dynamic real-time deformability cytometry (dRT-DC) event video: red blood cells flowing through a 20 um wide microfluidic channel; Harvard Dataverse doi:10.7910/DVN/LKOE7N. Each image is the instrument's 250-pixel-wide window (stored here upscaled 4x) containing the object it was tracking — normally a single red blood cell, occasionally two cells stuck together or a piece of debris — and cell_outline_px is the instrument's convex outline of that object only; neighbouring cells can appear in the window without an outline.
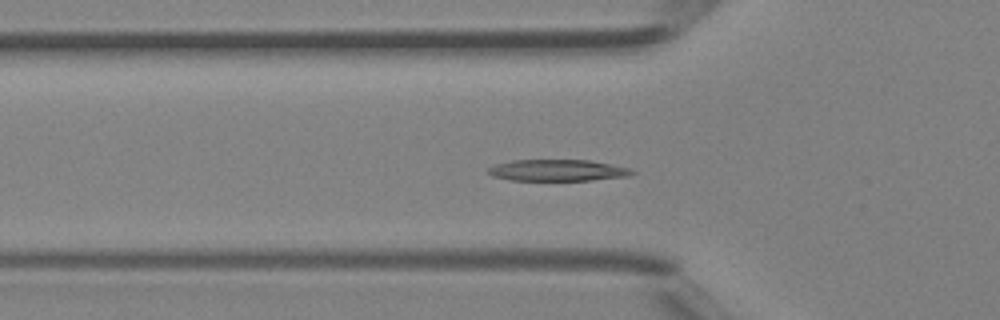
{"species": "Egyptian fruit bat (a non-hibernating species)", "species_latin": "Rousettus aegyptiacus", "temperature_condition": "room temperature", "stored_images_in_passage": 38, "camera_frame_rate_fps": 3000, "um_per_image_px": 0.085, "animal": {"sex": "female"}, "frame": {"image": 1, "passage_image": 10, "time_ms": 3.0, "image_size_px": [1000, 320], "cell_outline_px": [[636, 172], [628, 176], [592, 180], [508, 180], [492, 176], [488, 172], [488, 168], [496, 164], [512, 160], [588, 160], [628, 168]], "centroid_in_image_um": [47.35, 14.48], "position_along_channel_um": 78.5, "area_um2": 17.8}}
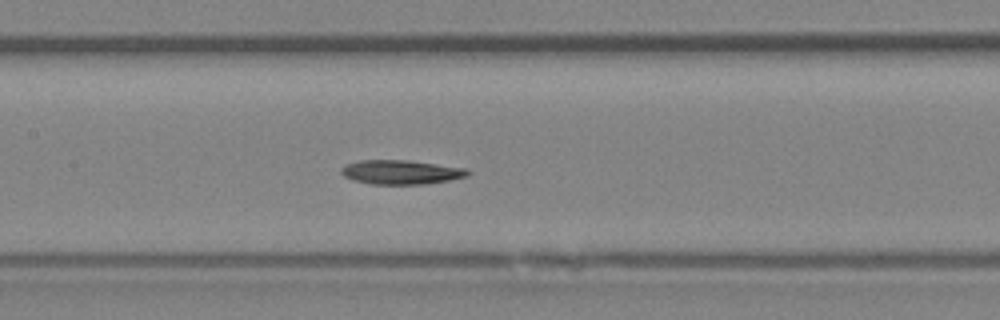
{"frame": {"image": 2, "passage_image": 16, "time_ms": 5.0, "image_size_px": [1000, 320], "cell_outline_px": [[472, 172], [468, 176], [448, 180], [424, 184], [372, 184], [352, 180], [344, 176], [340, 172], [340, 168], [344, 164], [360, 160], [408, 160], [468, 168]], "centroid_in_image_um": [34.08, 14.62], "position_along_channel_um": 173.3, "area_um2": 18.03}}
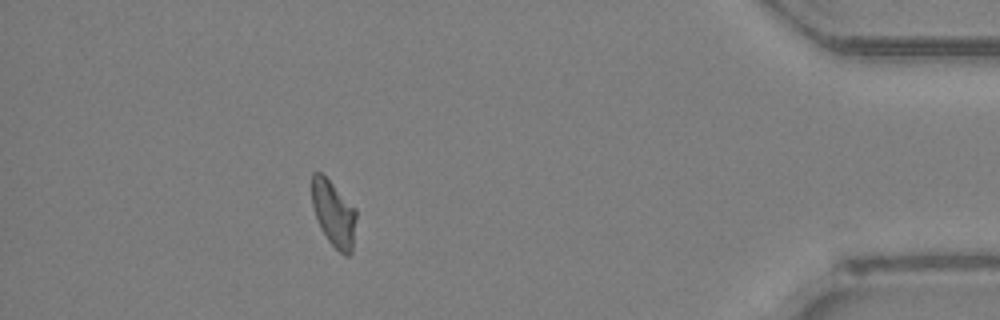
{"frame": {"image": 3, "passage_image": 34, "time_ms": 11.0, "image_size_px": [1000, 320], "cell_outline_px": [[356, 216], [352, 252], [348, 256], [344, 256], [328, 240], [320, 228], [312, 204], [312, 172], [320, 172], [356, 208]], "centroid_in_image_um": [28.37, 18.18], "position_along_channel_um": 406.8, "area_um2": 16.82}}